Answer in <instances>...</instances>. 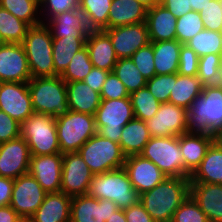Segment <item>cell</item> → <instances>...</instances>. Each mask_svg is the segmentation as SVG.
<instances>
[{
	"label": "cell",
	"mask_w": 222,
	"mask_h": 222,
	"mask_svg": "<svg viewBox=\"0 0 222 222\" xmlns=\"http://www.w3.org/2000/svg\"><path fill=\"white\" fill-rule=\"evenodd\" d=\"M200 57L212 54H222V32L204 29L192 37L187 43Z\"/></svg>",
	"instance_id": "obj_37"
},
{
	"label": "cell",
	"mask_w": 222,
	"mask_h": 222,
	"mask_svg": "<svg viewBox=\"0 0 222 222\" xmlns=\"http://www.w3.org/2000/svg\"><path fill=\"white\" fill-rule=\"evenodd\" d=\"M112 0H80L79 10L84 13L91 30L108 29Z\"/></svg>",
	"instance_id": "obj_34"
},
{
	"label": "cell",
	"mask_w": 222,
	"mask_h": 222,
	"mask_svg": "<svg viewBox=\"0 0 222 222\" xmlns=\"http://www.w3.org/2000/svg\"><path fill=\"white\" fill-rule=\"evenodd\" d=\"M211 0H190L193 11L200 12Z\"/></svg>",
	"instance_id": "obj_57"
},
{
	"label": "cell",
	"mask_w": 222,
	"mask_h": 222,
	"mask_svg": "<svg viewBox=\"0 0 222 222\" xmlns=\"http://www.w3.org/2000/svg\"><path fill=\"white\" fill-rule=\"evenodd\" d=\"M151 137L146 122L134 117L123 126L119 144L126 157L139 155Z\"/></svg>",
	"instance_id": "obj_31"
},
{
	"label": "cell",
	"mask_w": 222,
	"mask_h": 222,
	"mask_svg": "<svg viewBox=\"0 0 222 222\" xmlns=\"http://www.w3.org/2000/svg\"><path fill=\"white\" fill-rule=\"evenodd\" d=\"M199 56L188 45L182 44L177 74L197 76Z\"/></svg>",
	"instance_id": "obj_47"
},
{
	"label": "cell",
	"mask_w": 222,
	"mask_h": 222,
	"mask_svg": "<svg viewBox=\"0 0 222 222\" xmlns=\"http://www.w3.org/2000/svg\"><path fill=\"white\" fill-rule=\"evenodd\" d=\"M160 4L169 10L176 18L193 11L190 0H161Z\"/></svg>",
	"instance_id": "obj_53"
},
{
	"label": "cell",
	"mask_w": 222,
	"mask_h": 222,
	"mask_svg": "<svg viewBox=\"0 0 222 222\" xmlns=\"http://www.w3.org/2000/svg\"><path fill=\"white\" fill-rule=\"evenodd\" d=\"M189 195V178L166 177L153 189L142 193L139 201L155 222H171L174 212Z\"/></svg>",
	"instance_id": "obj_1"
},
{
	"label": "cell",
	"mask_w": 222,
	"mask_h": 222,
	"mask_svg": "<svg viewBox=\"0 0 222 222\" xmlns=\"http://www.w3.org/2000/svg\"><path fill=\"white\" fill-rule=\"evenodd\" d=\"M86 47L93 67L113 71L118 57L104 30H91L86 39Z\"/></svg>",
	"instance_id": "obj_22"
},
{
	"label": "cell",
	"mask_w": 222,
	"mask_h": 222,
	"mask_svg": "<svg viewBox=\"0 0 222 222\" xmlns=\"http://www.w3.org/2000/svg\"><path fill=\"white\" fill-rule=\"evenodd\" d=\"M129 95L125 85L113 72H110L103 84L100 93L101 99H123L129 98Z\"/></svg>",
	"instance_id": "obj_48"
},
{
	"label": "cell",
	"mask_w": 222,
	"mask_h": 222,
	"mask_svg": "<svg viewBox=\"0 0 222 222\" xmlns=\"http://www.w3.org/2000/svg\"><path fill=\"white\" fill-rule=\"evenodd\" d=\"M186 128L189 133L216 137L222 129V83L204 85L187 109Z\"/></svg>",
	"instance_id": "obj_2"
},
{
	"label": "cell",
	"mask_w": 222,
	"mask_h": 222,
	"mask_svg": "<svg viewBox=\"0 0 222 222\" xmlns=\"http://www.w3.org/2000/svg\"><path fill=\"white\" fill-rule=\"evenodd\" d=\"M203 88L204 84L198 76L173 73V87L169 103L187 110L195 98L201 95Z\"/></svg>",
	"instance_id": "obj_30"
},
{
	"label": "cell",
	"mask_w": 222,
	"mask_h": 222,
	"mask_svg": "<svg viewBox=\"0 0 222 222\" xmlns=\"http://www.w3.org/2000/svg\"><path fill=\"white\" fill-rule=\"evenodd\" d=\"M109 73L107 70L93 67L83 81L94 91L101 93L103 84Z\"/></svg>",
	"instance_id": "obj_52"
},
{
	"label": "cell",
	"mask_w": 222,
	"mask_h": 222,
	"mask_svg": "<svg viewBox=\"0 0 222 222\" xmlns=\"http://www.w3.org/2000/svg\"><path fill=\"white\" fill-rule=\"evenodd\" d=\"M150 43L153 45L156 75L177 73L182 44L176 39Z\"/></svg>",
	"instance_id": "obj_32"
},
{
	"label": "cell",
	"mask_w": 222,
	"mask_h": 222,
	"mask_svg": "<svg viewBox=\"0 0 222 222\" xmlns=\"http://www.w3.org/2000/svg\"><path fill=\"white\" fill-rule=\"evenodd\" d=\"M40 6L48 7V15L50 18L63 13L65 11L78 9L80 6V0H40ZM42 4V5H41Z\"/></svg>",
	"instance_id": "obj_50"
},
{
	"label": "cell",
	"mask_w": 222,
	"mask_h": 222,
	"mask_svg": "<svg viewBox=\"0 0 222 222\" xmlns=\"http://www.w3.org/2000/svg\"><path fill=\"white\" fill-rule=\"evenodd\" d=\"M87 37H63L53 38L52 57L54 61V70L58 76H61L68 67L73 56L86 46Z\"/></svg>",
	"instance_id": "obj_33"
},
{
	"label": "cell",
	"mask_w": 222,
	"mask_h": 222,
	"mask_svg": "<svg viewBox=\"0 0 222 222\" xmlns=\"http://www.w3.org/2000/svg\"><path fill=\"white\" fill-rule=\"evenodd\" d=\"M38 0H0V7L6 9L12 13L18 19L23 20L30 26H36L42 24L43 21L39 20V17H35L37 10L39 9Z\"/></svg>",
	"instance_id": "obj_39"
},
{
	"label": "cell",
	"mask_w": 222,
	"mask_h": 222,
	"mask_svg": "<svg viewBox=\"0 0 222 222\" xmlns=\"http://www.w3.org/2000/svg\"><path fill=\"white\" fill-rule=\"evenodd\" d=\"M187 110L171 103H161L156 114L145 121L152 137L180 136L187 132Z\"/></svg>",
	"instance_id": "obj_14"
},
{
	"label": "cell",
	"mask_w": 222,
	"mask_h": 222,
	"mask_svg": "<svg viewBox=\"0 0 222 222\" xmlns=\"http://www.w3.org/2000/svg\"><path fill=\"white\" fill-rule=\"evenodd\" d=\"M67 102L71 111L95 115L100 103V93L84 81L66 82Z\"/></svg>",
	"instance_id": "obj_28"
},
{
	"label": "cell",
	"mask_w": 222,
	"mask_h": 222,
	"mask_svg": "<svg viewBox=\"0 0 222 222\" xmlns=\"http://www.w3.org/2000/svg\"><path fill=\"white\" fill-rule=\"evenodd\" d=\"M106 222H127L124 209L116 210Z\"/></svg>",
	"instance_id": "obj_56"
},
{
	"label": "cell",
	"mask_w": 222,
	"mask_h": 222,
	"mask_svg": "<svg viewBox=\"0 0 222 222\" xmlns=\"http://www.w3.org/2000/svg\"><path fill=\"white\" fill-rule=\"evenodd\" d=\"M94 117L97 134L119 144L123 126L134 118L130 98L101 99Z\"/></svg>",
	"instance_id": "obj_9"
},
{
	"label": "cell",
	"mask_w": 222,
	"mask_h": 222,
	"mask_svg": "<svg viewBox=\"0 0 222 222\" xmlns=\"http://www.w3.org/2000/svg\"><path fill=\"white\" fill-rule=\"evenodd\" d=\"M133 107L134 117L147 121L152 118L160 107V102L145 86L129 95Z\"/></svg>",
	"instance_id": "obj_38"
},
{
	"label": "cell",
	"mask_w": 222,
	"mask_h": 222,
	"mask_svg": "<svg viewBox=\"0 0 222 222\" xmlns=\"http://www.w3.org/2000/svg\"><path fill=\"white\" fill-rule=\"evenodd\" d=\"M123 168L139 195L153 189L167 177L158 166L141 155L127 156Z\"/></svg>",
	"instance_id": "obj_19"
},
{
	"label": "cell",
	"mask_w": 222,
	"mask_h": 222,
	"mask_svg": "<svg viewBox=\"0 0 222 222\" xmlns=\"http://www.w3.org/2000/svg\"><path fill=\"white\" fill-rule=\"evenodd\" d=\"M112 72L125 85L129 94L146 86L147 79L141 75L131 58L118 59Z\"/></svg>",
	"instance_id": "obj_36"
},
{
	"label": "cell",
	"mask_w": 222,
	"mask_h": 222,
	"mask_svg": "<svg viewBox=\"0 0 222 222\" xmlns=\"http://www.w3.org/2000/svg\"><path fill=\"white\" fill-rule=\"evenodd\" d=\"M3 44H5V42H4V40H3V38L1 37V34H0V45H3Z\"/></svg>",
	"instance_id": "obj_60"
},
{
	"label": "cell",
	"mask_w": 222,
	"mask_h": 222,
	"mask_svg": "<svg viewBox=\"0 0 222 222\" xmlns=\"http://www.w3.org/2000/svg\"><path fill=\"white\" fill-rule=\"evenodd\" d=\"M93 173L78 152L64 153L61 192L70 197L85 195Z\"/></svg>",
	"instance_id": "obj_12"
},
{
	"label": "cell",
	"mask_w": 222,
	"mask_h": 222,
	"mask_svg": "<svg viewBox=\"0 0 222 222\" xmlns=\"http://www.w3.org/2000/svg\"><path fill=\"white\" fill-rule=\"evenodd\" d=\"M86 194L99 200H111L119 209L132 206L140 198L124 168L93 174Z\"/></svg>",
	"instance_id": "obj_3"
},
{
	"label": "cell",
	"mask_w": 222,
	"mask_h": 222,
	"mask_svg": "<svg viewBox=\"0 0 222 222\" xmlns=\"http://www.w3.org/2000/svg\"><path fill=\"white\" fill-rule=\"evenodd\" d=\"M147 8L137 0H112L108 28L145 22Z\"/></svg>",
	"instance_id": "obj_29"
},
{
	"label": "cell",
	"mask_w": 222,
	"mask_h": 222,
	"mask_svg": "<svg viewBox=\"0 0 222 222\" xmlns=\"http://www.w3.org/2000/svg\"><path fill=\"white\" fill-rule=\"evenodd\" d=\"M124 214L127 222H155L140 201L125 208Z\"/></svg>",
	"instance_id": "obj_51"
},
{
	"label": "cell",
	"mask_w": 222,
	"mask_h": 222,
	"mask_svg": "<svg viewBox=\"0 0 222 222\" xmlns=\"http://www.w3.org/2000/svg\"><path fill=\"white\" fill-rule=\"evenodd\" d=\"M190 196L206 214L209 222H222V185L190 183Z\"/></svg>",
	"instance_id": "obj_23"
},
{
	"label": "cell",
	"mask_w": 222,
	"mask_h": 222,
	"mask_svg": "<svg viewBox=\"0 0 222 222\" xmlns=\"http://www.w3.org/2000/svg\"><path fill=\"white\" fill-rule=\"evenodd\" d=\"M104 31L109 35L118 59L131 58L138 49L150 43L145 22L112 27Z\"/></svg>",
	"instance_id": "obj_15"
},
{
	"label": "cell",
	"mask_w": 222,
	"mask_h": 222,
	"mask_svg": "<svg viewBox=\"0 0 222 222\" xmlns=\"http://www.w3.org/2000/svg\"><path fill=\"white\" fill-rule=\"evenodd\" d=\"M92 68L93 65L89 58L88 49L85 46L73 56L68 67L60 77L65 82L83 81Z\"/></svg>",
	"instance_id": "obj_41"
},
{
	"label": "cell",
	"mask_w": 222,
	"mask_h": 222,
	"mask_svg": "<svg viewBox=\"0 0 222 222\" xmlns=\"http://www.w3.org/2000/svg\"><path fill=\"white\" fill-rule=\"evenodd\" d=\"M204 28L222 32V0H211L200 11Z\"/></svg>",
	"instance_id": "obj_46"
},
{
	"label": "cell",
	"mask_w": 222,
	"mask_h": 222,
	"mask_svg": "<svg viewBox=\"0 0 222 222\" xmlns=\"http://www.w3.org/2000/svg\"><path fill=\"white\" fill-rule=\"evenodd\" d=\"M216 140L222 145V129L217 133Z\"/></svg>",
	"instance_id": "obj_59"
},
{
	"label": "cell",
	"mask_w": 222,
	"mask_h": 222,
	"mask_svg": "<svg viewBox=\"0 0 222 222\" xmlns=\"http://www.w3.org/2000/svg\"><path fill=\"white\" fill-rule=\"evenodd\" d=\"M21 124L0 110V143L20 137Z\"/></svg>",
	"instance_id": "obj_49"
},
{
	"label": "cell",
	"mask_w": 222,
	"mask_h": 222,
	"mask_svg": "<svg viewBox=\"0 0 222 222\" xmlns=\"http://www.w3.org/2000/svg\"><path fill=\"white\" fill-rule=\"evenodd\" d=\"M30 158L29 146L21 136L0 143V176L16 179L28 173Z\"/></svg>",
	"instance_id": "obj_16"
},
{
	"label": "cell",
	"mask_w": 222,
	"mask_h": 222,
	"mask_svg": "<svg viewBox=\"0 0 222 222\" xmlns=\"http://www.w3.org/2000/svg\"><path fill=\"white\" fill-rule=\"evenodd\" d=\"M118 206L111 200H99L87 194L72 197L70 222H106Z\"/></svg>",
	"instance_id": "obj_20"
},
{
	"label": "cell",
	"mask_w": 222,
	"mask_h": 222,
	"mask_svg": "<svg viewBox=\"0 0 222 222\" xmlns=\"http://www.w3.org/2000/svg\"><path fill=\"white\" fill-rule=\"evenodd\" d=\"M132 61L139 69L142 76L147 80L156 75L154 64L153 45H148L138 49L132 56Z\"/></svg>",
	"instance_id": "obj_45"
},
{
	"label": "cell",
	"mask_w": 222,
	"mask_h": 222,
	"mask_svg": "<svg viewBox=\"0 0 222 222\" xmlns=\"http://www.w3.org/2000/svg\"><path fill=\"white\" fill-rule=\"evenodd\" d=\"M48 25L31 26L23 40L31 77H55L51 32Z\"/></svg>",
	"instance_id": "obj_5"
},
{
	"label": "cell",
	"mask_w": 222,
	"mask_h": 222,
	"mask_svg": "<svg viewBox=\"0 0 222 222\" xmlns=\"http://www.w3.org/2000/svg\"><path fill=\"white\" fill-rule=\"evenodd\" d=\"M23 219L10 206L0 207V222H22Z\"/></svg>",
	"instance_id": "obj_55"
},
{
	"label": "cell",
	"mask_w": 222,
	"mask_h": 222,
	"mask_svg": "<svg viewBox=\"0 0 222 222\" xmlns=\"http://www.w3.org/2000/svg\"><path fill=\"white\" fill-rule=\"evenodd\" d=\"M139 155L152 161L167 177H186L179 136L151 137Z\"/></svg>",
	"instance_id": "obj_10"
},
{
	"label": "cell",
	"mask_w": 222,
	"mask_h": 222,
	"mask_svg": "<svg viewBox=\"0 0 222 222\" xmlns=\"http://www.w3.org/2000/svg\"><path fill=\"white\" fill-rule=\"evenodd\" d=\"M171 222H209L206 214L189 195L174 212Z\"/></svg>",
	"instance_id": "obj_43"
},
{
	"label": "cell",
	"mask_w": 222,
	"mask_h": 222,
	"mask_svg": "<svg viewBox=\"0 0 222 222\" xmlns=\"http://www.w3.org/2000/svg\"><path fill=\"white\" fill-rule=\"evenodd\" d=\"M31 26L0 7V34L5 43L22 44Z\"/></svg>",
	"instance_id": "obj_35"
},
{
	"label": "cell",
	"mask_w": 222,
	"mask_h": 222,
	"mask_svg": "<svg viewBox=\"0 0 222 222\" xmlns=\"http://www.w3.org/2000/svg\"><path fill=\"white\" fill-rule=\"evenodd\" d=\"M31 78L23 45L18 43L0 45V83L28 82Z\"/></svg>",
	"instance_id": "obj_17"
},
{
	"label": "cell",
	"mask_w": 222,
	"mask_h": 222,
	"mask_svg": "<svg viewBox=\"0 0 222 222\" xmlns=\"http://www.w3.org/2000/svg\"><path fill=\"white\" fill-rule=\"evenodd\" d=\"M176 22L177 18L161 4L147 9L145 23L150 42L175 40Z\"/></svg>",
	"instance_id": "obj_26"
},
{
	"label": "cell",
	"mask_w": 222,
	"mask_h": 222,
	"mask_svg": "<svg viewBox=\"0 0 222 222\" xmlns=\"http://www.w3.org/2000/svg\"><path fill=\"white\" fill-rule=\"evenodd\" d=\"M63 154L31 156L29 173L46 193L61 190Z\"/></svg>",
	"instance_id": "obj_18"
},
{
	"label": "cell",
	"mask_w": 222,
	"mask_h": 222,
	"mask_svg": "<svg viewBox=\"0 0 222 222\" xmlns=\"http://www.w3.org/2000/svg\"><path fill=\"white\" fill-rule=\"evenodd\" d=\"M204 29L200 12H188L177 18L176 40H178L181 44H186L192 37Z\"/></svg>",
	"instance_id": "obj_42"
},
{
	"label": "cell",
	"mask_w": 222,
	"mask_h": 222,
	"mask_svg": "<svg viewBox=\"0 0 222 222\" xmlns=\"http://www.w3.org/2000/svg\"><path fill=\"white\" fill-rule=\"evenodd\" d=\"M46 194L28 172L14 179L10 206L23 220H29L44 201Z\"/></svg>",
	"instance_id": "obj_11"
},
{
	"label": "cell",
	"mask_w": 222,
	"mask_h": 222,
	"mask_svg": "<svg viewBox=\"0 0 222 222\" xmlns=\"http://www.w3.org/2000/svg\"><path fill=\"white\" fill-rule=\"evenodd\" d=\"M20 129V136L27 142L31 156L61 153L56 120L51 115L33 113Z\"/></svg>",
	"instance_id": "obj_6"
},
{
	"label": "cell",
	"mask_w": 222,
	"mask_h": 222,
	"mask_svg": "<svg viewBox=\"0 0 222 222\" xmlns=\"http://www.w3.org/2000/svg\"><path fill=\"white\" fill-rule=\"evenodd\" d=\"M14 179L0 176V207L10 205Z\"/></svg>",
	"instance_id": "obj_54"
},
{
	"label": "cell",
	"mask_w": 222,
	"mask_h": 222,
	"mask_svg": "<svg viewBox=\"0 0 222 222\" xmlns=\"http://www.w3.org/2000/svg\"><path fill=\"white\" fill-rule=\"evenodd\" d=\"M78 153L93 174L123 168L126 158L120 144L97 133L81 146Z\"/></svg>",
	"instance_id": "obj_8"
},
{
	"label": "cell",
	"mask_w": 222,
	"mask_h": 222,
	"mask_svg": "<svg viewBox=\"0 0 222 222\" xmlns=\"http://www.w3.org/2000/svg\"><path fill=\"white\" fill-rule=\"evenodd\" d=\"M222 54H208L199 58L197 76L204 85L222 83Z\"/></svg>",
	"instance_id": "obj_40"
},
{
	"label": "cell",
	"mask_w": 222,
	"mask_h": 222,
	"mask_svg": "<svg viewBox=\"0 0 222 222\" xmlns=\"http://www.w3.org/2000/svg\"><path fill=\"white\" fill-rule=\"evenodd\" d=\"M49 20L52 38L87 37L91 31L86 16L79 8L59 13Z\"/></svg>",
	"instance_id": "obj_25"
},
{
	"label": "cell",
	"mask_w": 222,
	"mask_h": 222,
	"mask_svg": "<svg viewBox=\"0 0 222 222\" xmlns=\"http://www.w3.org/2000/svg\"><path fill=\"white\" fill-rule=\"evenodd\" d=\"M137 1L140 2L147 9L152 8L153 6L158 5L161 2V0H137Z\"/></svg>",
	"instance_id": "obj_58"
},
{
	"label": "cell",
	"mask_w": 222,
	"mask_h": 222,
	"mask_svg": "<svg viewBox=\"0 0 222 222\" xmlns=\"http://www.w3.org/2000/svg\"><path fill=\"white\" fill-rule=\"evenodd\" d=\"M60 151L78 152L81 146L97 133L94 115L69 111L55 119Z\"/></svg>",
	"instance_id": "obj_7"
},
{
	"label": "cell",
	"mask_w": 222,
	"mask_h": 222,
	"mask_svg": "<svg viewBox=\"0 0 222 222\" xmlns=\"http://www.w3.org/2000/svg\"><path fill=\"white\" fill-rule=\"evenodd\" d=\"M34 113L49 114L57 119L70 111L66 82L60 77H36L28 81Z\"/></svg>",
	"instance_id": "obj_4"
},
{
	"label": "cell",
	"mask_w": 222,
	"mask_h": 222,
	"mask_svg": "<svg viewBox=\"0 0 222 222\" xmlns=\"http://www.w3.org/2000/svg\"><path fill=\"white\" fill-rule=\"evenodd\" d=\"M215 136L196 133H183L179 136V146L183 154L184 175L189 178L205 157Z\"/></svg>",
	"instance_id": "obj_21"
},
{
	"label": "cell",
	"mask_w": 222,
	"mask_h": 222,
	"mask_svg": "<svg viewBox=\"0 0 222 222\" xmlns=\"http://www.w3.org/2000/svg\"><path fill=\"white\" fill-rule=\"evenodd\" d=\"M72 197L59 191L47 193L29 222H70Z\"/></svg>",
	"instance_id": "obj_24"
},
{
	"label": "cell",
	"mask_w": 222,
	"mask_h": 222,
	"mask_svg": "<svg viewBox=\"0 0 222 222\" xmlns=\"http://www.w3.org/2000/svg\"><path fill=\"white\" fill-rule=\"evenodd\" d=\"M0 110L22 124L33 113L28 82L0 83Z\"/></svg>",
	"instance_id": "obj_13"
},
{
	"label": "cell",
	"mask_w": 222,
	"mask_h": 222,
	"mask_svg": "<svg viewBox=\"0 0 222 222\" xmlns=\"http://www.w3.org/2000/svg\"><path fill=\"white\" fill-rule=\"evenodd\" d=\"M190 183L222 185V145L215 140L205 157L189 177Z\"/></svg>",
	"instance_id": "obj_27"
},
{
	"label": "cell",
	"mask_w": 222,
	"mask_h": 222,
	"mask_svg": "<svg viewBox=\"0 0 222 222\" xmlns=\"http://www.w3.org/2000/svg\"><path fill=\"white\" fill-rule=\"evenodd\" d=\"M146 87L160 103H169L173 87V74L155 75L147 80Z\"/></svg>",
	"instance_id": "obj_44"
}]
</instances>
